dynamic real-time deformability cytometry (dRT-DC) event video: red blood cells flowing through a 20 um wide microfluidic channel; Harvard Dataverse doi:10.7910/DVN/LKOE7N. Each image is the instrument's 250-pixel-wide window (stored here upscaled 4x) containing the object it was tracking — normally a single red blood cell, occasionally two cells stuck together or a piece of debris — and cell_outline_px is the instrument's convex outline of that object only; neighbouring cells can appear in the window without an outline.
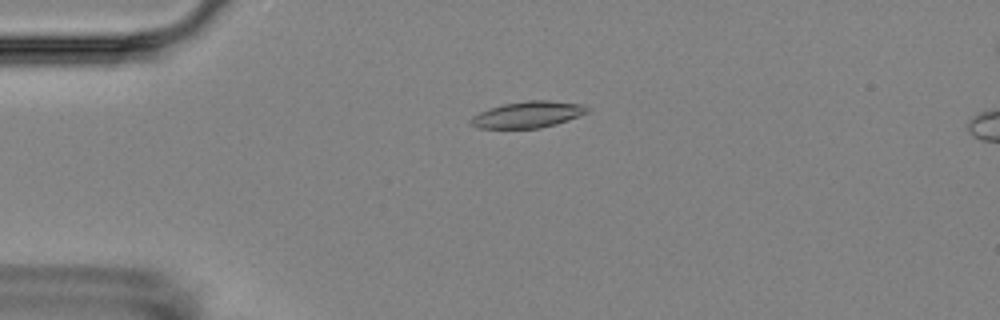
{"species": "Egyptian fruit bat (a non-hibernating species)", "species_latin": "Rousettus aegyptiacus", "temperature_condition": "room temperature", "stored_images_in_passage": 5, "camera_frame_rate_fps": 3000, "um_per_image_px": 0.085, "animal": {"sex": "female"}, "frame": {"image": 1, "passage_image": 3, "time_ms": 3.0, "image_size_px": [1000, 320], "cell_outline_px": [[592, 108], [588, 112], [580, 116], [556, 124], [540, 128], [480, 128], [468, 124], [468, 120], [472, 116], [488, 108], [504, 104], [528, 100], [548, 100], [580, 104]], "centroid_in_image_um": [44.86, 9.74], "position_along_channel_um": 40.1, "area_um2": 18.03}}